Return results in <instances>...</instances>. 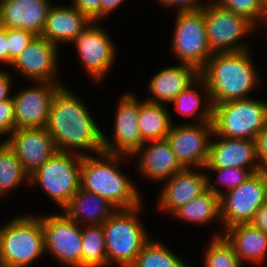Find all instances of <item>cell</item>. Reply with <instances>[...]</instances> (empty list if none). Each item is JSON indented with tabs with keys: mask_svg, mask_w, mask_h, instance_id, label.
<instances>
[{
	"mask_svg": "<svg viewBox=\"0 0 267 267\" xmlns=\"http://www.w3.org/2000/svg\"><path fill=\"white\" fill-rule=\"evenodd\" d=\"M66 87L61 85L56 91L45 127L55 147L59 152L80 155L103 152L104 131L98 127L85 103Z\"/></svg>",
	"mask_w": 267,
	"mask_h": 267,
	"instance_id": "obj_1",
	"label": "cell"
},
{
	"mask_svg": "<svg viewBox=\"0 0 267 267\" xmlns=\"http://www.w3.org/2000/svg\"><path fill=\"white\" fill-rule=\"evenodd\" d=\"M250 50L213 53L199 70L213 105L250 98L259 86L261 78Z\"/></svg>",
	"mask_w": 267,
	"mask_h": 267,
	"instance_id": "obj_2",
	"label": "cell"
},
{
	"mask_svg": "<svg viewBox=\"0 0 267 267\" xmlns=\"http://www.w3.org/2000/svg\"><path fill=\"white\" fill-rule=\"evenodd\" d=\"M97 156L99 158L82 155L80 188L107 199L117 209L140 205L143 200L135 181H131L119 168L121 162H128L131 157L106 152Z\"/></svg>",
	"mask_w": 267,
	"mask_h": 267,
	"instance_id": "obj_3",
	"label": "cell"
},
{
	"mask_svg": "<svg viewBox=\"0 0 267 267\" xmlns=\"http://www.w3.org/2000/svg\"><path fill=\"white\" fill-rule=\"evenodd\" d=\"M41 216H15L0 225V267H28L44 256Z\"/></svg>",
	"mask_w": 267,
	"mask_h": 267,
	"instance_id": "obj_4",
	"label": "cell"
},
{
	"mask_svg": "<svg viewBox=\"0 0 267 267\" xmlns=\"http://www.w3.org/2000/svg\"><path fill=\"white\" fill-rule=\"evenodd\" d=\"M142 204L116 211L102 224L105 233L107 266L130 267L145 243L151 238L139 212ZM139 215V216H138Z\"/></svg>",
	"mask_w": 267,
	"mask_h": 267,
	"instance_id": "obj_5",
	"label": "cell"
},
{
	"mask_svg": "<svg viewBox=\"0 0 267 267\" xmlns=\"http://www.w3.org/2000/svg\"><path fill=\"white\" fill-rule=\"evenodd\" d=\"M82 155L57 152L31 176L29 185H39L61 211L80 189Z\"/></svg>",
	"mask_w": 267,
	"mask_h": 267,
	"instance_id": "obj_6",
	"label": "cell"
},
{
	"mask_svg": "<svg viewBox=\"0 0 267 267\" xmlns=\"http://www.w3.org/2000/svg\"><path fill=\"white\" fill-rule=\"evenodd\" d=\"M212 124L217 136L254 140L267 125V102L247 98L213 105Z\"/></svg>",
	"mask_w": 267,
	"mask_h": 267,
	"instance_id": "obj_7",
	"label": "cell"
},
{
	"mask_svg": "<svg viewBox=\"0 0 267 267\" xmlns=\"http://www.w3.org/2000/svg\"><path fill=\"white\" fill-rule=\"evenodd\" d=\"M209 47L213 53L236 52L250 49L243 38L256 31L247 18L220 7L208 0L203 7Z\"/></svg>",
	"mask_w": 267,
	"mask_h": 267,
	"instance_id": "obj_8",
	"label": "cell"
},
{
	"mask_svg": "<svg viewBox=\"0 0 267 267\" xmlns=\"http://www.w3.org/2000/svg\"><path fill=\"white\" fill-rule=\"evenodd\" d=\"M171 51L180 63L200 70L213 52L209 47L203 8L176 14Z\"/></svg>",
	"mask_w": 267,
	"mask_h": 267,
	"instance_id": "obj_9",
	"label": "cell"
},
{
	"mask_svg": "<svg viewBox=\"0 0 267 267\" xmlns=\"http://www.w3.org/2000/svg\"><path fill=\"white\" fill-rule=\"evenodd\" d=\"M45 253L68 267H82V226L64 212L41 216Z\"/></svg>",
	"mask_w": 267,
	"mask_h": 267,
	"instance_id": "obj_10",
	"label": "cell"
},
{
	"mask_svg": "<svg viewBox=\"0 0 267 267\" xmlns=\"http://www.w3.org/2000/svg\"><path fill=\"white\" fill-rule=\"evenodd\" d=\"M265 202L262 175L260 172L253 173L240 185L220 196V219L223 227L213 237L223 236L224 230L232 225L250 223Z\"/></svg>",
	"mask_w": 267,
	"mask_h": 267,
	"instance_id": "obj_11",
	"label": "cell"
},
{
	"mask_svg": "<svg viewBox=\"0 0 267 267\" xmlns=\"http://www.w3.org/2000/svg\"><path fill=\"white\" fill-rule=\"evenodd\" d=\"M97 23L92 21L71 43L76 47L82 68L94 82H101L112 69L117 48L103 26Z\"/></svg>",
	"mask_w": 267,
	"mask_h": 267,
	"instance_id": "obj_12",
	"label": "cell"
},
{
	"mask_svg": "<svg viewBox=\"0 0 267 267\" xmlns=\"http://www.w3.org/2000/svg\"><path fill=\"white\" fill-rule=\"evenodd\" d=\"M214 134L212 121L175 125L166 139L183 168H202L207 164Z\"/></svg>",
	"mask_w": 267,
	"mask_h": 267,
	"instance_id": "obj_13",
	"label": "cell"
},
{
	"mask_svg": "<svg viewBox=\"0 0 267 267\" xmlns=\"http://www.w3.org/2000/svg\"><path fill=\"white\" fill-rule=\"evenodd\" d=\"M111 140L103 133V152L132 156L145 142L139 129L141 100L133 93H125L118 102Z\"/></svg>",
	"mask_w": 267,
	"mask_h": 267,
	"instance_id": "obj_14",
	"label": "cell"
},
{
	"mask_svg": "<svg viewBox=\"0 0 267 267\" xmlns=\"http://www.w3.org/2000/svg\"><path fill=\"white\" fill-rule=\"evenodd\" d=\"M59 47L35 36L9 67L33 82L61 83L58 80Z\"/></svg>",
	"mask_w": 267,
	"mask_h": 267,
	"instance_id": "obj_15",
	"label": "cell"
},
{
	"mask_svg": "<svg viewBox=\"0 0 267 267\" xmlns=\"http://www.w3.org/2000/svg\"><path fill=\"white\" fill-rule=\"evenodd\" d=\"M33 85L12 94L15 107V129L46 127L52 99L63 84L34 82Z\"/></svg>",
	"mask_w": 267,
	"mask_h": 267,
	"instance_id": "obj_16",
	"label": "cell"
},
{
	"mask_svg": "<svg viewBox=\"0 0 267 267\" xmlns=\"http://www.w3.org/2000/svg\"><path fill=\"white\" fill-rule=\"evenodd\" d=\"M8 136L4 142L29 176L58 152L45 127L15 129Z\"/></svg>",
	"mask_w": 267,
	"mask_h": 267,
	"instance_id": "obj_17",
	"label": "cell"
},
{
	"mask_svg": "<svg viewBox=\"0 0 267 267\" xmlns=\"http://www.w3.org/2000/svg\"><path fill=\"white\" fill-rule=\"evenodd\" d=\"M195 169L183 168L162 182L164 185L158 195V209L173 214L207 189L206 172L202 168H197L198 171Z\"/></svg>",
	"mask_w": 267,
	"mask_h": 267,
	"instance_id": "obj_18",
	"label": "cell"
},
{
	"mask_svg": "<svg viewBox=\"0 0 267 267\" xmlns=\"http://www.w3.org/2000/svg\"><path fill=\"white\" fill-rule=\"evenodd\" d=\"M209 157L204 168H243L252 174L259 172L255 141L251 139L225 138L213 134Z\"/></svg>",
	"mask_w": 267,
	"mask_h": 267,
	"instance_id": "obj_19",
	"label": "cell"
},
{
	"mask_svg": "<svg viewBox=\"0 0 267 267\" xmlns=\"http://www.w3.org/2000/svg\"><path fill=\"white\" fill-rule=\"evenodd\" d=\"M50 0H0V25L9 29H20L41 36Z\"/></svg>",
	"mask_w": 267,
	"mask_h": 267,
	"instance_id": "obj_20",
	"label": "cell"
},
{
	"mask_svg": "<svg viewBox=\"0 0 267 267\" xmlns=\"http://www.w3.org/2000/svg\"><path fill=\"white\" fill-rule=\"evenodd\" d=\"M135 156L139 174L150 181L164 182L183 169L167 139L144 142L131 158Z\"/></svg>",
	"mask_w": 267,
	"mask_h": 267,
	"instance_id": "obj_21",
	"label": "cell"
},
{
	"mask_svg": "<svg viewBox=\"0 0 267 267\" xmlns=\"http://www.w3.org/2000/svg\"><path fill=\"white\" fill-rule=\"evenodd\" d=\"M198 77L199 70L192 65L179 63V65L167 66L148 80L147 89L150 97L144 100L163 105L171 103Z\"/></svg>",
	"mask_w": 267,
	"mask_h": 267,
	"instance_id": "obj_22",
	"label": "cell"
},
{
	"mask_svg": "<svg viewBox=\"0 0 267 267\" xmlns=\"http://www.w3.org/2000/svg\"><path fill=\"white\" fill-rule=\"evenodd\" d=\"M92 21L73 5H51L41 37L57 47L61 43H71Z\"/></svg>",
	"mask_w": 267,
	"mask_h": 267,
	"instance_id": "obj_23",
	"label": "cell"
},
{
	"mask_svg": "<svg viewBox=\"0 0 267 267\" xmlns=\"http://www.w3.org/2000/svg\"><path fill=\"white\" fill-rule=\"evenodd\" d=\"M116 209L107 199L80 188L62 211L80 226H85L102 225Z\"/></svg>",
	"mask_w": 267,
	"mask_h": 267,
	"instance_id": "obj_24",
	"label": "cell"
},
{
	"mask_svg": "<svg viewBox=\"0 0 267 267\" xmlns=\"http://www.w3.org/2000/svg\"><path fill=\"white\" fill-rule=\"evenodd\" d=\"M223 236L233 246L242 263L260 264L267 258V234L251 223L232 225L224 230Z\"/></svg>",
	"mask_w": 267,
	"mask_h": 267,
	"instance_id": "obj_25",
	"label": "cell"
},
{
	"mask_svg": "<svg viewBox=\"0 0 267 267\" xmlns=\"http://www.w3.org/2000/svg\"><path fill=\"white\" fill-rule=\"evenodd\" d=\"M198 87L201 89H198ZM198 90H200L201 93L203 92V95L201 93L199 94ZM202 101H204V108L203 106L201 107ZM171 104L175 105L176 111L181 115L193 118L195 121H192V123L212 121L213 104L208 87L200 76L184 91L177 95L172 100Z\"/></svg>",
	"mask_w": 267,
	"mask_h": 267,
	"instance_id": "obj_26",
	"label": "cell"
},
{
	"mask_svg": "<svg viewBox=\"0 0 267 267\" xmlns=\"http://www.w3.org/2000/svg\"><path fill=\"white\" fill-rule=\"evenodd\" d=\"M170 116L166 105L141 100L138 122L142 139L145 142L166 139L173 125Z\"/></svg>",
	"mask_w": 267,
	"mask_h": 267,
	"instance_id": "obj_27",
	"label": "cell"
},
{
	"mask_svg": "<svg viewBox=\"0 0 267 267\" xmlns=\"http://www.w3.org/2000/svg\"><path fill=\"white\" fill-rule=\"evenodd\" d=\"M185 222L193 223V225L209 224L212 221H220V196L210 191L208 188L192 199L187 204L181 206L173 214Z\"/></svg>",
	"mask_w": 267,
	"mask_h": 267,
	"instance_id": "obj_28",
	"label": "cell"
},
{
	"mask_svg": "<svg viewBox=\"0 0 267 267\" xmlns=\"http://www.w3.org/2000/svg\"><path fill=\"white\" fill-rule=\"evenodd\" d=\"M188 265L160 240L150 238L130 267H189Z\"/></svg>",
	"mask_w": 267,
	"mask_h": 267,
	"instance_id": "obj_29",
	"label": "cell"
},
{
	"mask_svg": "<svg viewBox=\"0 0 267 267\" xmlns=\"http://www.w3.org/2000/svg\"><path fill=\"white\" fill-rule=\"evenodd\" d=\"M23 182L29 186V175L7 144L0 142V197L8 195Z\"/></svg>",
	"mask_w": 267,
	"mask_h": 267,
	"instance_id": "obj_30",
	"label": "cell"
},
{
	"mask_svg": "<svg viewBox=\"0 0 267 267\" xmlns=\"http://www.w3.org/2000/svg\"><path fill=\"white\" fill-rule=\"evenodd\" d=\"M104 266H107V252L102 225L82 226V267Z\"/></svg>",
	"mask_w": 267,
	"mask_h": 267,
	"instance_id": "obj_31",
	"label": "cell"
},
{
	"mask_svg": "<svg viewBox=\"0 0 267 267\" xmlns=\"http://www.w3.org/2000/svg\"><path fill=\"white\" fill-rule=\"evenodd\" d=\"M204 253V267H243L233 246L224 236L213 237Z\"/></svg>",
	"mask_w": 267,
	"mask_h": 267,
	"instance_id": "obj_32",
	"label": "cell"
},
{
	"mask_svg": "<svg viewBox=\"0 0 267 267\" xmlns=\"http://www.w3.org/2000/svg\"><path fill=\"white\" fill-rule=\"evenodd\" d=\"M225 10L247 18L258 29L267 13L266 0H213Z\"/></svg>",
	"mask_w": 267,
	"mask_h": 267,
	"instance_id": "obj_33",
	"label": "cell"
},
{
	"mask_svg": "<svg viewBox=\"0 0 267 267\" xmlns=\"http://www.w3.org/2000/svg\"><path fill=\"white\" fill-rule=\"evenodd\" d=\"M204 170L213 171L212 173L218 174L217 179L215 180V183L211 182V178L209 179L210 174H207V188L214 192L215 194L221 196L223 193L234 189L238 185H240L242 182H244L252 173L248 169L243 168H237V167H231V168H204ZM218 185L225 186L226 190L222 189L220 190ZM224 191V192H223Z\"/></svg>",
	"mask_w": 267,
	"mask_h": 267,
	"instance_id": "obj_34",
	"label": "cell"
},
{
	"mask_svg": "<svg viewBox=\"0 0 267 267\" xmlns=\"http://www.w3.org/2000/svg\"><path fill=\"white\" fill-rule=\"evenodd\" d=\"M34 37L35 35L32 32L7 28L9 65L12 64L14 59L26 48Z\"/></svg>",
	"mask_w": 267,
	"mask_h": 267,
	"instance_id": "obj_35",
	"label": "cell"
},
{
	"mask_svg": "<svg viewBox=\"0 0 267 267\" xmlns=\"http://www.w3.org/2000/svg\"><path fill=\"white\" fill-rule=\"evenodd\" d=\"M15 130L14 100L10 98L0 102V135H10Z\"/></svg>",
	"mask_w": 267,
	"mask_h": 267,
	"instance_id": "obj_36",
	"label": "cell"
},
{
	"mask_svg": "<svg viewBox=\"0 0 267 267\" xmlns=\"http://www.w3.org/2000/svg\"><path fill=\"white\" fill-rule=\"evenodd\" d=\"M160 5L165 8L176 7V13L180 12H191L201 10L205 3H201L202 0H157Z\"/></svg>",
	"mask_w": 267,
	"mask_h": 267,
	"instance_id": "obj_37",
	"label": "cell"
},
{
	"mask_svg": "<svg viewBox=\"0 0 267 267\" xmlns=\"http://www.w3.org/2000/svg\"><path fill=\"white\" fill-rule=\"evenodd\" d=\"M73 6L91 21H100L101 0H73Z\"/></svg>",
	"mask_w": 267,
	"mask_h": 267,
	"instance_id": "obj_38",
	"label": "cell"
},
{
	"mask_svg": "<svg viewBox=\"0 0 267 267\" xmlns=\"http://www.w3.org/2000/svg\"><path fill=\"white\" fill-rule=\"evenodd\" d=\"M254 141L260 170H267V125L256 135Z\"/></svg>",
	"mask_w": 267,
	"mask_h": 267,
	"instance_id": "obj_39",
	"label": "cell"
},
{
	"mask_svg": "<svg viewBox=\"0 0 267 267\" xmlns=\"http://www.w3.org/2000/svg\"><path fill=\"white\" fill-rule=\"evenodd\" d=\"M13 75L8 73L6 70L0 68V102L12 98L11 89L13 85Z\"/></svg>",
	"mask_w": 267,
	"mask_h": 267,
	"instance_id": "obj_40",
	"label": "cell"
},
{
	"mask_svg": "<svg viewBox=\"0 0 267 267\" xmlns=\"http://www.w3.org/2000/svg\"><path fill=\"white\" fill-rule=\"evenodd\" d=\"M258 230L267 234V202L257 210L253 220L250 222Z\"/></svg>",
	"mask_w": 267,
	"mask_h": 267,
	"instance_id": "obj_41",
	"label": "cell"
},
{
	"mask_svg": "<svg viewBox=\"0 0 267 267\" xmlns=\"http://www.w3.org/2000/svg\"><path fill=\"white\" fill-rule=\"evenodd\" d=\"M9 66V50L7 41V28L0 25V64Z\"/></svg>",
	"mask_w": 267,
	"mask_h": 267,
	"instance_id": "obj_42",
	"label": "cell"
},
{
	"mask_svg": "<svg viewBox=\"0 0 267 267\" xmlns=\"http://www.w3.org/2000/svg\"><path fill=\"white\" fill-rule=\"evenodd\" d=\"M125 1L126 0H101L100 21L108 17L109 14L121 6V4H123Z\"/></svg>",
	"mask_w": 267,
	"mask_h": 267,
	"instance_id": "obj_43",
	"label": "cell"
},
{
	"mask_svg": "<svg viewBox=\"0 0 267 267\" xmlns=\"http://www.w3.org/2000/svg\"><path fill=\"white\" fill-rule=\"evenodd\" d=\"M259 172L262 175V181H263L264 190H265V199L267 202V170H259Z\"/></svg>",
	"mask_w": 267,
	"mask_h": 267,
	"instance_id": "obj_44",
	"label": "cell"
},
{
	"mask_svg": "<svg viewBox=\"0 0 267 267\" xmlns=\"http://www.w3.org/2000/svg\"><path fill=\"white\" fill-rule=\"evenodd\" d=\"M263 22L267 24V13H266V15H265V17H264ZM266 28H267V26H266ZM266 34H267V32H266ZM266 37H267V35H266ZM266 40H267V39H266Z\"/></svg>",
	"mask_w": 267,
	"mask_h": 267,
	"instance_id": "obj_45",
	"label": "cell"
}]
</instances>
